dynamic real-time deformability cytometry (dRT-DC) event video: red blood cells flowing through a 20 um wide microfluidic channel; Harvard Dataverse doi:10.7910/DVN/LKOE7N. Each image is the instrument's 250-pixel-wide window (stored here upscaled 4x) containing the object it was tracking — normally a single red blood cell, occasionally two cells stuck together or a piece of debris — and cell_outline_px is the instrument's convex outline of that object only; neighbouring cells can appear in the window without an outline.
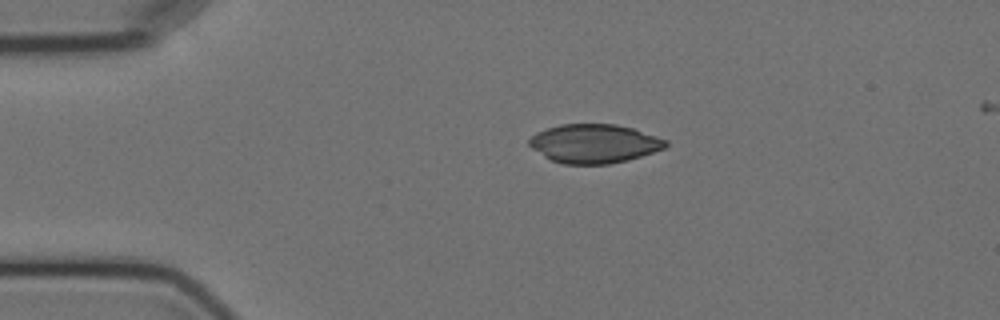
{"species": "Egyptian fruit bat (a non-hibernating species)", "species_latin": "Rousettus aegyptiacus", "temperature_condition": "cold", "stored_images_in_passage": 12, "camera_frame_rate_fps": 3000, "um_per_image_px": 0.085, "animal": {"sex": "female"}, "frame": {"image": 1, "passage_image": 1, "time_ms": 0.0, "image_size_px": [1000, 320], "cell_outline_px": [[668, 144], [664, 148], [628, 160], [608, 164], [564, 164], [552, 160], [544, 156], [532, 148], [528, 144], [528, 140], [536, 132], [560, 124], [616, 124], [632, 128], [668, 140]], "centroid_in_image_um": [50.5, 12.2], "position_along_channel_um": 34.5, "area_um2": 30.75}}
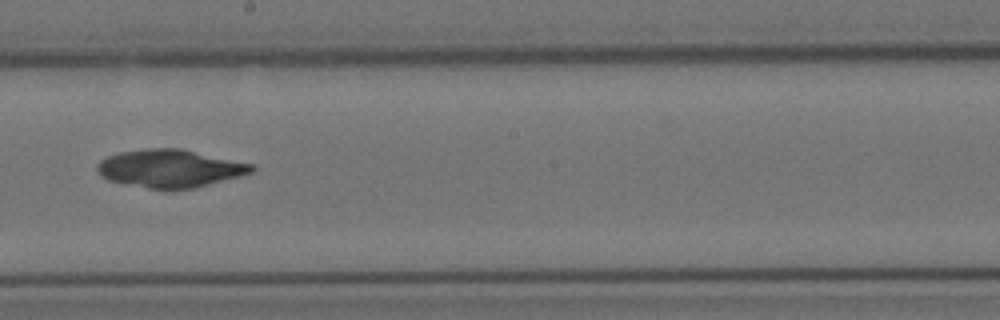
{"frame": {"image": 2, "passage_image": 6, "time_ms": 6.667, "image_size_px": [1000, 320], "cell_outline_px": [[256, 168], [252, 172], [240, 176], [192, 188], [164, 192], [108, 180], [100, 176], [96, 168], [96, 164], [100, 160], [108, 156], [120, 152], [152, 148], [180, 148], [252, 164]], "centroid_in_image_um": [14.41, 14.34], "position_along_channel_um": 233.8, "area_um2": 34.33}}
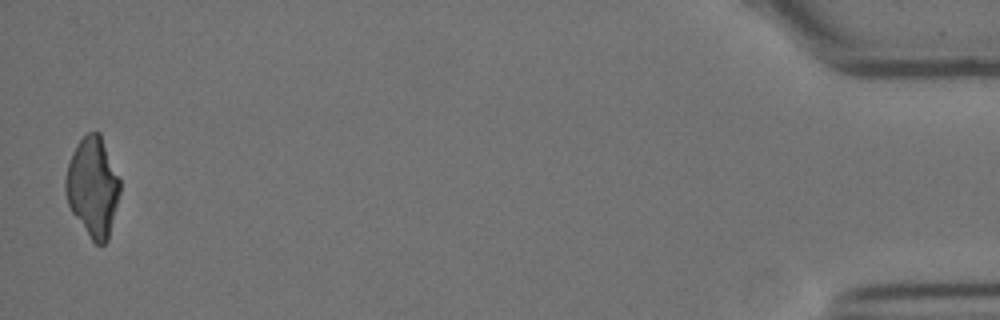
{"frame": {"image": 3, "passage_image": 12, "time_ms": 14.667, "image_size_px": [1000, 320], "cell_outline_px": [[120, 192], [108, 240], [104, 244], [96, 244], [92, 240], [72, 212], [68, 204], [64, 188], [64, 180], [68, 164], [72, 152], [80, 140], [88, 132], [100, 132], [120, 180]], "centroid_in_image_um": [7.88, 15.88], "position_along_channel_um": 427.3, "area_um2": 31.33}}